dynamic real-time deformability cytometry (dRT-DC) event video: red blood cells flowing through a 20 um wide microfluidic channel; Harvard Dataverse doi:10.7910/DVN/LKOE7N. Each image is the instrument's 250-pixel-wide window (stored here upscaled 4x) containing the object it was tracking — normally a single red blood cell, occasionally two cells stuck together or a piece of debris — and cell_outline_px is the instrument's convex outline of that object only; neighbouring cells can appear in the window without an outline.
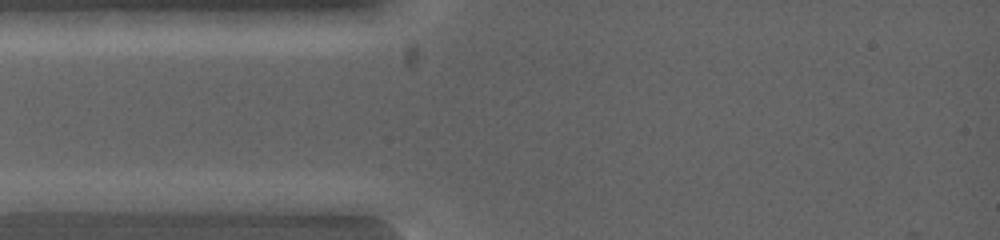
{"species": "common noctule bat (a hibernating species)", "species_latin": "Nyctalus noctula", "temperature_condition": "warm", "stored_images_in_passage": 4, "camera_frame_rate_fps": 5000, "um_per_image_px": 0.085, "animal": {"sex": "female", "body_mass_g": 19.0, "forearm_length_mm": 53.3}, "frame": {"image": 1, "passage_image": 1, "time_ms": 0.0, "image_size_px": [1000, 240], "cell_outline_px": [[124, 200], [72, 212], [28, 212], [12, 200], [52, 192], [76, 192]], "centroid_in_image_um": [5.32, 17.18], "position_along_channel_um": 79.7, "area_um2": 10.69}}